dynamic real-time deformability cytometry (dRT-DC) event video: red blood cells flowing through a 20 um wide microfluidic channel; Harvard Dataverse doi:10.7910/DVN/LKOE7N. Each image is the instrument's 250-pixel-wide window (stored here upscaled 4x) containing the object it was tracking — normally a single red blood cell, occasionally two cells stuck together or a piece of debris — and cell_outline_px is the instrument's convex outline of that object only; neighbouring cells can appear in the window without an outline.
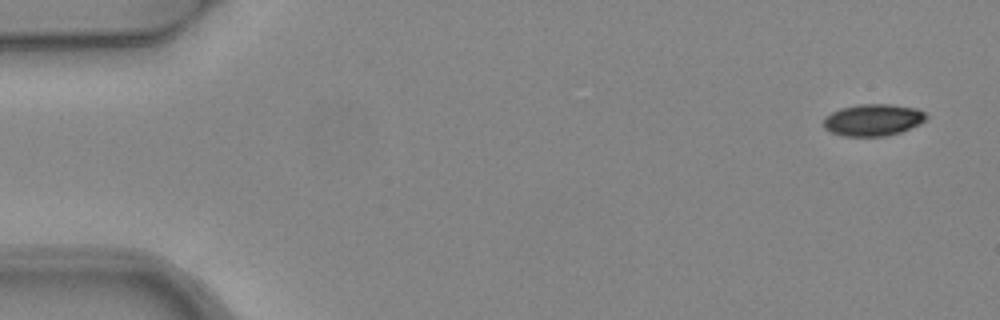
{"species": "common noctule bat (a hibernating species)", "species_latin": "Nyctalus noctula", "temperature_condition": "warm", "stored_images_in_passage": 6, "camera_frame_rate_fps": 3000, "um_per_image_px": 0.085, "animal": {"sex": "female", "body_mass_g": 24.6, "forearm_length_mm": 56.2}, "frame": {"image": 1, "passage_image": 1, "time_ms": 0.0, "image_size_px": [1000, 320], "cell_outline_px": [[928, 116], [920, 124], [900, 132], [884, 136], [844, 136], [828, 132], [824, 128], [824, 116], [840, 108], [860, 104], [888, 104], [916, 108], [924, 112]], "centroid_in_image_um": [74.18, 10.19], "position_along_channel_um": 10.8, "area_um2": 19.07}}
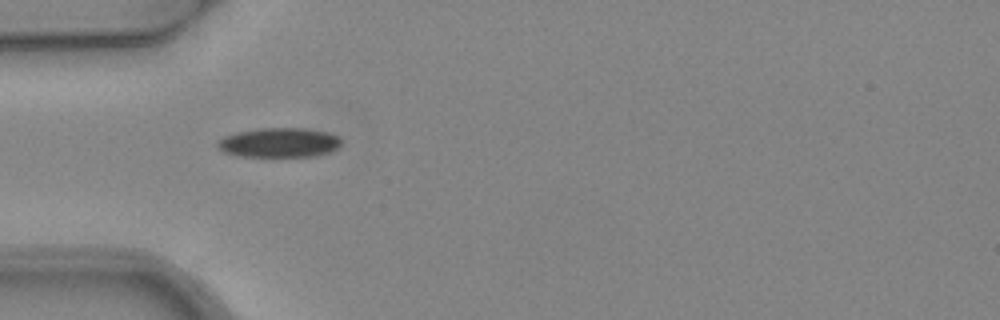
{"frame": {"image": 2, "passage_image": 5, "time_ms": 1.333, "image_size_px": [1000, 320], "cell_outline_px": [[340, 144], [332, 152], [316, 156], [236, 156], [224, 152], [216, 144], [224, 136], [236, 132], [260, 128], [304, 128], [328, 132], [336, 136], [340, 140]], "centroid_in_image_um": [23.73, 12.12], "position_along_channel_um": 61.3, "area_um2": 21.21}}
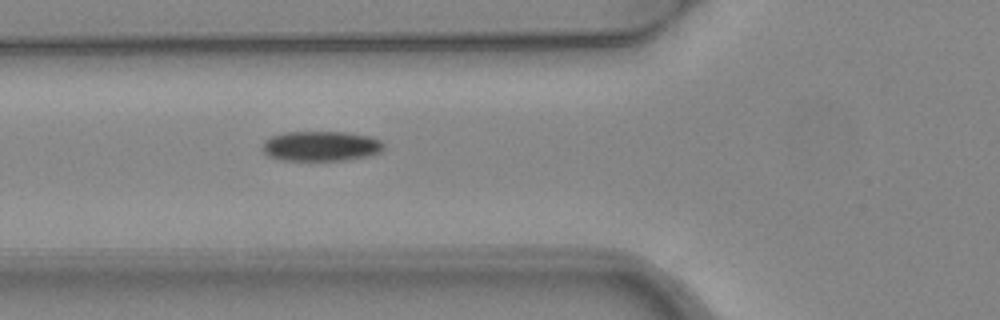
{"frame": {"image": 3, "passage_image": 6, "time_ms": 1.667, "image_size_px": [1000, 320], "cell_outline_px": [[384, 148], [380, 152], [368, 156], [344, 160], [284, 160], [268, 156], [264, 152], [264, 140], [272, 136], [284, 132], [344, 132], [372, 136], [380, 140], [384, 144]], "centroid_in_image_um": [27.31, 12.41], "position_along_channel_um": 98.5, "area_um2": 21.15}}